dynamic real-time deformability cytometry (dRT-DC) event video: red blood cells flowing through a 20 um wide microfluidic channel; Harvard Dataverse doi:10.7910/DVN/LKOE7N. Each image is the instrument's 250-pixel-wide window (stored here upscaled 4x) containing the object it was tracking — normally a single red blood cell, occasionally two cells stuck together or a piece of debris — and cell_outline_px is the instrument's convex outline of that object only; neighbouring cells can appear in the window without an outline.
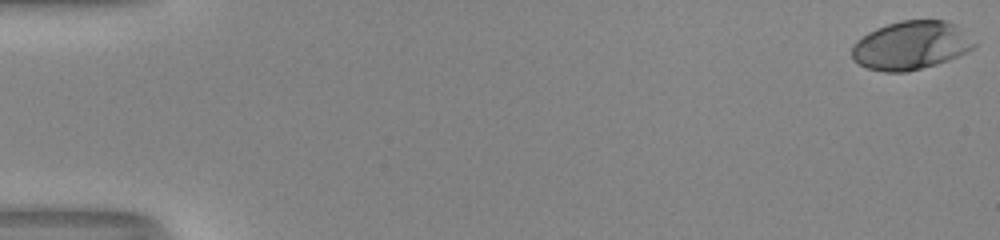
{"species": "human", "species_latin": "Homo sapiens", "temperature_condition": "room temperature", "stored_images_in_passage": 46, "camera_frame_rate_fps": 3000, "um_per_image_px": 0.085, "donor": {"sex": "male"}, "frame": {"image": 1, "passage_image": 1, "time_ms": 0.0, "image_size_px": [1000, 240], "cell_outline_px": [[976, 44], [968, 52], [948, 60], [936, 64], [908, 72], [884, 72], [868, 68], [852, 60], [852, 44], [856, 40], [868, 32], [876, 28], [900, 20], [944, 20], [956, 24]], "centroid_in_image_um": [77.4, 3.86], "position_along_channel_um": 7.6, "area_um2": 34.56}}
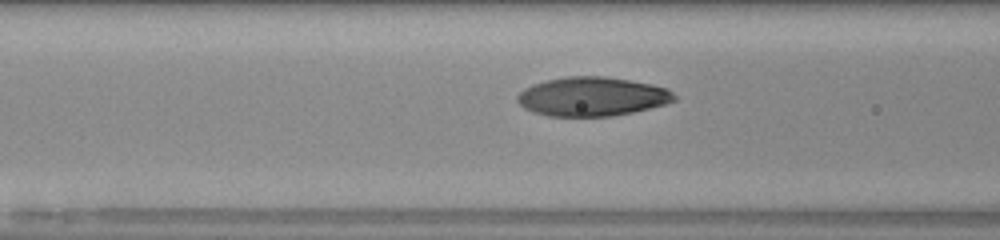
{"frame": {"image": 2, "passage_image": 23, "time_ms": 7.333, "image_size_px": [1000, 240], "cell_outline_px": [[676, 100], [664, 104], [632, 112], [612, 116], [548, 116], [524, 108], [516, 100], [516, 96], [524, 88], [532, 84], [564, 76], [604, 76], [652, 84], [668, 88], [676, 96]], "centroid_in_image_um": [50.32, 8.2], "position_along_channel_um": 116.3, "area_um2": 35.6}}
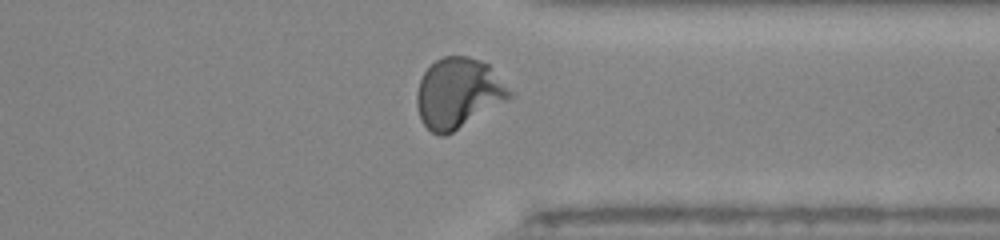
{"frame": {"image": 3, "passage_image": 42, "time_ms": 13.667, "image_size_px": [1000, 240], "cell_outline_px": [[516, 96], [452, 132], [444, 136], [440, 136], [432, 132], [420, 120], [416, 104], [416, 92], [420, 80], [424, 72], [436, 60], [444, 56], [468, 56], [480, 60], [488, 64], [516, 92]], "centroid_in_image_um": [39.0, 7.91], "position_along_channel_um": 372.4, "area_um2": 38.44}, "authors_computed_cell_mechanics": {"area_um2": 35.0268, "velocity_mm_per_s": 4.0672, "shape_relaxation_time_tau1_ms": 5.102, "shape_relaxation_time_tau2_ms": null, "deformation_change_tau1": 0.2383, "deformation_change_tau2": null}}